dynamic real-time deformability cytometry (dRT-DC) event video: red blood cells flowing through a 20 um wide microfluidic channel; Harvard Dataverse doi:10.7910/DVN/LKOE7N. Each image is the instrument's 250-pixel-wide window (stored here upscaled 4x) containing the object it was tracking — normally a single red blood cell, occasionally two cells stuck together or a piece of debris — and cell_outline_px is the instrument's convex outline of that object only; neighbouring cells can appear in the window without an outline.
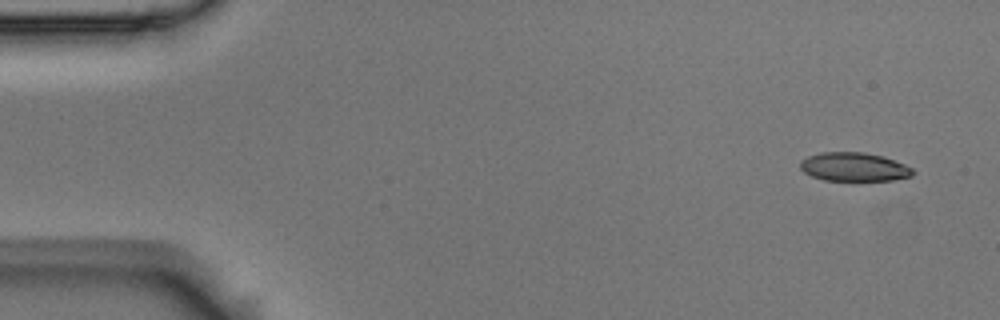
{"species": "Egyptian fruit bat (a non-hibernating species)", "species_latin": "Rousettus aegyptiacus", "temperature_condition": "room temperature", "stored_images_in_passage": 4, "camera_frame_rate_fps": 3000, "um_per_image_px": 0.085, "animal": {"sex": "male"}, "frame": {"image": 1, "passage_image": 1, "time_ms": 0.0, "image_size_px": [1000, 320], "cell_outline_px": [[912, 176], [892, 180], [824, 180], [812, 176], [804, 172], [800, 168], [800, 160], [808, 156], [820, 152], [864, 152], [884, 156], [904, 164], [912, 168]], "centroid_in_image_um": [72.56, 14.17], "position_along_channel_um": 12.4, "area_um2": 18.79}}
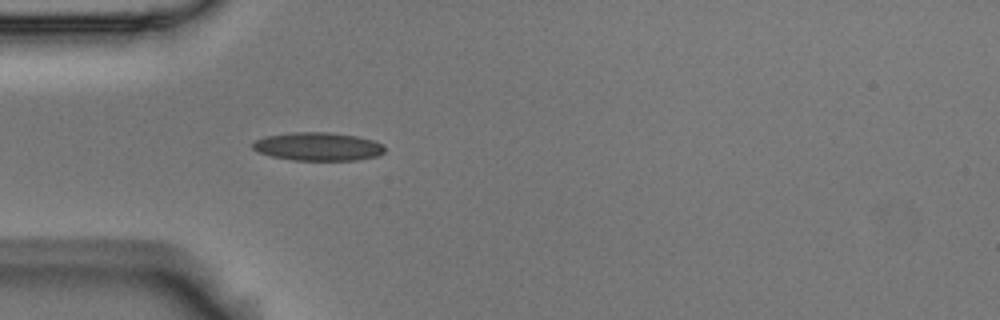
{"frame": {"image": 2, "passage_image": 4, "time_ms": 1.0, "image_size_px": [1000, 320], "cell_outline_px": [[384, 152], [376, 156], [356, 160], [292, 160], [272, 156], [260, 152], [252, 148], [252, 140], [264, 136], [292, 132], [328, 132], [356, 136], [376, 140], [384, 144]], "centroid_in_image_um": [27.02, 12.44], "position_along_channel_um": 58.0, "area_um2": 21.91}}